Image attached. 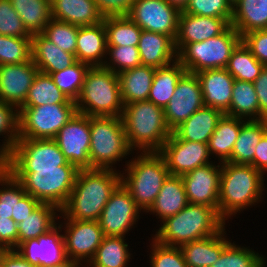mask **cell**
Segmentation results:
<instances>
[{
    "mask_svg": "<svg viewBox=\"0 0 267 267\" xmlns=\"http://www.w3.org/2000/svg\"><path fill=\"white\" fill-rule=\"evenodd\" d=\"M24 190L40 203H49L60 210L67 203L73 189L78 169L70 164L58 169H5Z\"/></svg>",
    "mask_w": 267,
    "mask_h": 267,
    "instance_id": "6",
    "label": "cell"
},
{
    "mask_svg": "<svg viewBox=\"0 0 267 267\" xmlns=\"http://www.w3.org/2000/svg\"><path fill=\"white\" fill-rule=\"evenodd\" d=\"M0 35L12 37H32L24 27L21 18L10 0H0Z\"/></svg>",
    "mask_w": 267,
    "mask_h": 267,
    "instance_id": "50",
    "label": "cell"
},
{
    "mask_svg": "<svg viewBox=\"0 0 267 267\" xmlns=\"http://www.w3.org/2000/svg\"><path fill=\"white\" fill-rule=\"evenodd\" d=\"M107 55L111 57L110 63L107 61L104 67L110 69L114 73H121L123 71L133 69L141 65V59L138 47L133 46H118V47H107ZM109 64V65H108ZM114 65V66H113ZM115 65H117L115 67ZM118 67V68H117Z\"/></svg>",
    "mask_w": 267,
    "mask_h": 267,
    "instance_id": "49",
    "label": "cell"
},
{
    "mask_svg": "<svg viewBox=\"0 0 267 267\" xmlns=\"http://www.w3.org/2000/svg\"><path fill=\"white\" fill-rule=\"evenodd\" d=\"M204 106L200 81L186 72L178 81L174 94L164 108L165 121L171 132Z\"/></svg>",
    "mask_w": 267,
    "mask_h": 267,
    "instance_id": "16",
    "label": "cell"
},
{
    "mask_svg": "<svg viewBox=\"0 0 267 267\" xmlns=\"http://www.w3.org/2000/svg\"><path fill=\"white\" fill-rule=\"evenodd\" d=\"M68 160L54 139L19 138L0 161L4 169H58Z\"/></svg>",
    "mask_w": 267,
    "mask_h": 267,
    "instance_id": "11",
    "label": "cell"
},
{
    "mask_svg": "<svg viewBox=\"0 0 267 267\" xmlns=\"http://www.w3.org/2000/svg\"><path fill=\"white\" fill-rule=\"evenodd\" d=\"M259 102V120H267V66L253 82Z\"/></svg>",
    "mask_w": 267,
    "mask_h": 267,
    "instance_id": "55",
    "label": "cell"
},
{
    "mask_svg": "<svg viewBox=\"0 0 267 267\" xmlns=\"http://www.w3.org/2000/svg\"><path fill=\"white\" fill-rule=\"evenodd\" d=\"M180 12L166 0H136L128 16L142 30L168 35L175 40Z\"/></svg>",
    "mask_w": 267,
    "mask_h": 267,
    "instance_id": "13",
    "label": "cell"
},
{
    "mask_svg": "<svg viewBox=\"0 0 267 267\" xmlns=\"http://www.w3.org/2000/svg\"><path fill=\"white\" fill-rule=\"evenodd\" d=\"M122 120L130 149L159 152L172 133L164 109L148 100L124 105Z\"/></svg>",
    "mask_w": 267,
    "mask_h": 267,
    "instance_id": "4",
    "label": "cell"
},
{
    "mask_svg": "<svg viewBox=\"0 0 267 267\" xmlns=\"http://www.w3.org/2000/svg\"><path fill=\"white\" fill-rule=\"evenodd\" d=\"M10 2L31 35L42 33L52 19L51 2L47 0H10Z\"/></svg>",
    "mask_w": 267,
    "mask_h": 267,
    "instance_id": "37",
    "label": "cell"
},
{
    "mask_svg": "<svg viewBox=\"0 0 267 267\" xmlns=\"http://www.w3.org/2000/svg\"><path fill=\"white\" fill-rule=\"evenodd\" d=\"M79 264L80 263L68 261L64 265H61V266H58V267H79Z\"/></svg>",
    "mask_w": 267,
    "mask_h": 267,
    "instance_id": "60",
    "label": "cell"
},
{
    "mask_svg": "<svg viewBox=\"0 0 267 267\" xmlns=\"http://www.w3.org/2000/svg\"><path fill=\"white\" fill-rule=\"evenodd\" d=\"M151 267H187L180 247L152 242Z\"/></svg>",
    "mask_w": 267,
    "mask_h": 267,
    "instance_id": "51",
    "label": "cell"
},
{
    "mask_svg": "<svg viewBox=\"0 0 267 267\" xmlns=\"http://www.w3.org/2000/svg\"><path fill=\"white\" fill-rule=\"evenodd\" d=\"M141 154L126 164L127 178L121 175V183L129 191L137 206L141 210L148 211L169 171L159 152H141Z\"/></svg>",
    "mask_w": 267,
    "mask_h": 267,
    "instance_id": "7",
    "label": "cell"
},
{
    "mask_svg": "<svg viewBox=\"0 0 267 267\" xmlns=\"http://www.w3.org/2000/svg\"><path fill=\"white\" fill-rule=\"evenodd\" d=\"M200 81L204 106L225 113L230 108L234 77L225 69H206L195 73Z\"/></svg>",
    "mask_w": 267,
    "mask_h": 267,
    "instance_id": "22",
    "label": "cell"
},
{
    "mask_svg": "<svg viewBox=\"0 0 267 267\" xmlns=\"http://www.w3.org/2000/svg\"><path fill=\"white\" fill-rule=\"evenodd\" d=\"M224 230L223 227L210 237L182 244L180 249L187 267H210L230 243L224 238Z\"/></svg>",
    "mask_w": 267,
    "mask_h": 267,
    "instance_id": "27",
    "label": "cell"
},
{
    "mask_svg": "<svg viewBox=\"0 0 267 267\" xmlns=\"http://www.w3.org/2000/svg\"><path fill=\"white\" fill-rule=\"evenodd\" d=\"M265 136L267 137V120L265 119Z\"/></svg>",
    "mask_w": 267,
    "mask_h": 267,
    "instance_id": "61",
    "label": "cell"
},
{
    "mask_svg": "<svg viewBox=\"0 0 267 267\" xmlns=\"http://www.w3.org/2000/svg\"><path fill=\"white\" fill-rule=\"evenodd\" d=\"M19 138L54 139L77 113L76 104L19 107Z\"/></svg>",
    "mask_w": 267,
    "mask_h": 267,
    "instance_id": "10",
    "label": "cell"
},
{
    "mask_svg": "<svg viewBox=\"0 0 267 267\" xmlns=\"http://www.w3.org/2000/svg\"><path fill=\"white\" fill-rule=\"evenodd\" d=\"M31 38L0 35V65L28 61L32 54Z\"/></svg>",
    "mask_w": 267,
    "mask_h": 267,
    "instance_id": "44",
    "label": "cell"
},
{
    "mask_svg": "<svg viewBox=\"0 0 267 267\" xmlns=\"http://www.w3.org/2000/svg\"><path fill=\"white\" fill-rule=\"evenodd\" d=\"M98 11L105 17L128 16L136 0H93Z\"/></svg>",
    "mask_w": 267,
    "mask_h": 267,
    "instance_id": "53",
    "label": "cell"
},
{
    "mask_svg": "<svg viewBox=\"0 0 267 267\" xmlns=\"http://www.w3.org/2000/svg\"><path fill=\"white\" fill-rule=\"evenodd\" d=\"M245 122L246 120L244 121L241 118L224 114L209 139V153H215L220 158L221 163L227 162L231 158L240 128Z\"/></svg>",
    "mask_w": 267,
    "mask_h": 267,
    "instance_id": "34",
    "label": "cell"
},
{
    "mask_svg": "<svg viewBox=\"0 0 267 267\" xmlns=\"http://www.w3.org/2000/svg\"><path fill=\"white\" fill-rule=\"evenodd\" d=\"M130 151L122 117L90 116V169L114 170Z\"/></svg>",
    "mask_w": 267,
    "mask_h": 267,
    "instance_id": "8",
    "label": "cell"
},
{
    "mask_svg": "<svg viewBox=\"0 0 267 267\" xmlns=\"http://www.w3.org/2000/svg\"><path fill=\"white\" fill-rule=\"evenodd\" d=\"M170 5L178 8L180 11H183L187 6L189 0H166Z\"/></svg>",
    "mask_w": 267,
    "mask_h": 267,
    "instance_id": "59",
    "label": "cell"
},
{
    "mask_svg": "<svg viewBox=\"0 0 267 267\" xmlns=\"http://www.w3.org/2000/svg\"><path fill=\"white\" fill-rule=\"evenodd\" d=\"M54 140L70 164L78 170L90 169V116L77 112Z\"/></svg>",
    "mask_w": 267,
    "mask_h": 267,
    "instance_id": "12",
    "label": "cell"
},
{
    "mask_svg": "<svg viewBox=\"0 0 267 267\" xmlns=\"http://www.w3.org/2000/svg\"><path fill=\"white\" fill-rule=\"evenodd\" d=\"M137 47L141 65L159 68L178 59L175 40L168 35L142 30Z\"/></svg>",
    "mask_w": 267,
    "mask_h": 267,
    "instance_id": "24",
    "label": "cell"
},
{
    "mask_svg": "<svg viewBox=\"0 0 267 267\" xmlns=\"http://www.w3.org/2000/svg\"><path fill=\"white\" fill-rule=\"evenodd\" d=\"M107 34V47H137L142 29L129 16L103 18Z\"/></svg>",
    "mask_w": 267,
    "mask_h": 267,
    "instance_id": "39",
    "label": "cell"
},
{
    "mask_svg": "<svg viewBox=\"0 0 267 267\" xmlns=\"http://www.w3.org/2000/svg\"><path fill=\"white\" fill-rule=\"evenodd\" d=\"M220 166L221 163L206 164L181 176L189 203L214 207L218 211Z\"/></svg>",
    "mask_w": 267,
    "mask_h": 267,
    "instance_id": "19",
    "label": "cell"
},
{
    "mask_svg": "<svg viewBox=\"0 0 267 267\" xmlns=\"http://www.w3.org/2000/svg\"><path fill=\"white\" fill-rule=\"evenodd\" d=\"M121 174L110 169L78 171L70 197L61 209L64 219L98 221Z\"/></svg>",
    "mask_w": 267,
    "mask_h": 267,
    "instance_id": "1",
    "label": "cell"
},
{
    "mask_svg": "<svg viewBox=\"0 0 267 267\" xmlns=\"http://www.w3.org/2000/svg\"><path fill=\"white\" fill-rule=\"evenodd\" d=\"M89 65L77 61L71 67L51 73L56 86L70 99L76 101L81 93Z\"/></svg>",
    "mask_w": 267,
    "mask_h": 267,
    "instance_id": "42",
    "label": "cell"
},
{
    "mask_svg": "<svg viewBox=\"0 0 267 267\" xmlns=\"http://www.w3.org/2000/svg\"><path fill=\"white\" fill-rule=\"evenodd\" d=\"M52 19L77 26H91L103 21L93 0H54Z\"/></svg>",
    "mask_w": 267,
    "mask_h": 267,
    "instance_id": "28",
    "label": "cell"
},
{
    "mask_svg": "<svg viewBox=\"0 0 267 267\" xmlns=\"http://www.w3.org/2000/svg\"><path fill=\"white\" fill-rule=\"evenodd\" d=\"M0 267H35L26 261L17 251L0 250Z\"/></svg>",
    "mask_w": 267,
    "mask_h": 267,
    "instance_id": "57",
    "label": "cell"
},
{
    "mask_svg": "<svg viewBox=\"0 0 267 267\" xmlns=\"http://www.w3.org/2000/svg\"><path fill=\"white\" fill-rule=\"evenodd\" d=\"M159 153L164 158L170 175L182 176L197 167L210 164L208 144L181 140L173 133Z\"/></svg>",
    "mask_w": 267,
    "mask_h": 267,
    "instance_id": "17",
    "label": "cell"
},
{
    "mask_svg": "<svg viewBox=\"0 0 267 267\" xmlns=\"http://www.w3.org/2000/svg\"><path fill=\"white\" fill-rule=\"evenodd\" d=\"M75 102L77 112L83 115L122 117L124 104L118 74L104 66L90 67Z\"/></svg>",
    "mask_w": 267,
    "mask_h": 267,
    "instance_id": "5",
    "label": "cell"
},
{
    "mask_svg": "<svg viewBox=\"0 0 267 267\" xmlns=\"http://www.w3.org/2000/svg\"><path fill=\"white\" fill-rule=\"evenodd\" d=\"M264 135L265 119L247 120L240 128L231 158L227 162L250 164L254 167L255 147Z\"/></svg>",
    "mask_w": 267,
    "mask_h": 267,
    "instance_id": "33",
    "label": "cell"
},
{
    "mask_svg": "<svg viewBox=\"0 0 267 267\" xmlns=\"http://www.w3.org/2000/svg\"><path fill=\"white\" fill-rule=\"evenodd\" d=\"M264 259L251 249L230 242L210 267H265Z\"/></svg>",
    "mask_w": 267,
    "mask_h": 267,
    "instance_id": "43",
    "label": "cell"
},
{
    "mask_svg": "<svg viewBox=\"0 0 267 267\" xmlns=\"http://www.w3.org/2000/svg\"><path fill=\"white\" fill-rule=\"evenodd\" d=\"M230 25L241 37L254 30L267 29V0H238L233 5Z\"/></svg>",
    "mask_w": 267,
    "mask_h": 267,
    "instance_id": "31",
    "label": "cell"
},
{
    "mask_svg": "<svg viewBox=\"0 0 267 267\" xmlns=\"http://www.w3.org/2000/svg\"><path fill=\"white\" fill-rule=\"evenodd\" d=\"M107 34L103 21L91 26H78L76 60L90 67L104 66L107 54Z\"/></svg>",
    "mask_w": 267,
    "mask_h": 267,
    "instance_id": "23",
    "label": "cell"
},
{
    "mask_svg": "<svg viewBox=\"0 0 267 267\" xmlns=\"http://www.w3.org/2000/svg\"><path fill=\"white\" fill-rule=\"evenodd\" d=\"M260 63L251 51L241 41L232 51L226 70L239 81L254 82L263 70Z\"/></svg>",
    "mask_w": 267,
    "mask_h": 267,
    "instance_id": "41",
    "label": "cell"
},
{
    "mask_svg": "<svg viewBox=\"0 0 267 267\" xmlns=\"http://www.w3.org/2000/svg\"><path fill=\"white\" fill-rule=\"evenodd\" d=\"M240 42L241 35L230 25L216 37L187 44L178 53V60L187 72L193 74L206 69L226 68L232 51Z\"/></svg>",
    "mask_w": 267,
    "mask_h": 267,
    "instance_id": "9",
    "label": "cell"
},
{
    "mask_svg": "<svg viewBox=\"0 0 267 267\" xmlns=\"http://www.w3.org/2000/svg\"><path fill=\"white\" fill-rule=\"evenodd\" d=\"M40 204L32 195L26 193L12 209V219L18 224Z\"/></svg>",
    "mask_w": 267,
    "mask_h": 267,
    "instance_id": "56",
    "label": "cell"
},
{
    "mask_svg": "<svg viewBox=\"0 0 267 267\" xmlns=\"http://www.w3.org/2000/svg\"><path fill=\"white\" fill-rule=\"evenodd\" d=\"M241 41L260 63L267 66V29L248 32Z\"/></svg>",
    "mask_w": 267,
    "mask_h": 267,
    "instance_id": "52",
    "label": "cell"
},
{
    "mask_svg": "<svg viewBox=\"0 0 267 267\" xmlns=\"http://www.w3.org/2000/svg\"><path fill=\"white\" fill-rule=\"evenodd\" d=\"M224 114L241 119L249 117L247 120H259V102L252 82L235 79L230 108Z\"/></svg>",
    "mask_w": 267,
    "mask_h": 267,
    "instance_id": "38",
    "label": "cell"
},
{
    "mask_svg": "<svg viewBox=\"0 0 267 267\" xmlns=\"http://www.w3.org/2000/svg\"><path fill=\"white\" fill-rule=\"evenodd\" d=\"M183 12L192 15L223 18L230 24L233 6L228 0H189Z\"/></svg>",
    "mask_w": 267,
    "mask_h": 267,
    "instance_id": "48",
    "label": "cell"
},
{
    "mask_svg": "<svg viewBox=\"0 0 267 267\" xmlns=\"http://www.w3.org/2000/svg\"><path fill=\"white\" fill-rule=\"evenodd\" d=\"M230 24L223 18L180 12L175 47L179 53L187 44L201 42L223 33Z\"/></svg>",
    "mask_w": 267,
    "mask_h": 267,
    "instance_id": "21",
    "label": "cell"
},
{
    "mask_svg": "<svg viewBox=\"0 0 267 267\" xmlns=\"http://www.w3.org/2000/svg\"><path fill=\"white\" fill-rule=\"evenodd\" d=\"M78 26L51 19L42 34L58 48L71 54L76 53Z\"/></svg>",
    "mask_w": 267,
    "mask_h": 267,
    "instance_id": "45",
    "label": "cell"
},
{
    "mask_svg": "<svg viewBox=\"0 0 267 267\" xmlns=\"http://www.w3.org/2000/svg\"><path fill=\"white\" fill-rule=\"evenodd\" d=\"M263 177L250 164L221 163L218 213L224 221L261 199Z\"/></svg>",
    "mask_w": 267,
    "mask_h": 267,
    "instance_id": "3",
    "label": "cell"
},
{
    "mask_svg": "<svg viewBox=\"0 0 267 267\" xmlns=\"http://www.w3.org/2000/svg\"><path fill=\"white\" fill-rule=\"evenodd\" d=\"M254 167L265 175L267 171V137L265 135L255 147Z\"/></svg>",
    "mask_w": 267,
    "mask_h": 267,
    "instance_id": "58",
    "label": "cell"
},
{
    "mask_svg": "<svg viewBox=\"0 0 267 267\" xmlns=\"http://www.w3.org/2000/svg\"><path fill=\"white\" fill-rule=\"evenodd\" d=\"M18 246V224L7 217H0V250H11Z\"/></svg>",
    "mask_w": 267,
    "mask_h": 267,
    "instance_id": "54",
    "label": "cell"
},
{
    "mask_svg": "<svg viewBox=\"0 0 267 267\" xmlns=\"http://www.w3.org/2000/svg\"><path fill=\"white\" fill-rule=\"evenodd\" d=\"M50 104H76L54 83L49 74L38 72L31 85L25 102L20 107H36Z\"/></svg>",
    "mask_w": 267,
    "mask_h": 267,
    "instance_id": "36",
    "label": "cell"
},
{
    "mask_svg": "<svg viewBox=\"0 0 267 267\" xmlns=\"http://www.w3.org/2000/svg\"><path fill=\"white\" fill-rule=\"evenodd\" d=\"M189 204L181 176L168 175L152 206L147 212L156 213L161 220L174 216Z\"/></svg>",
    "mask_w": 267,
    "mask_h": 267,
    "instance_id": "29",
    "label": "cell"
},
{
    "mask_svg": "<svg viewBox=\"0 0 267 267\" xmlns=\"http://www.w3.org/2000/svg\"><path fill=\"white\" fill-rule=\"evenodd\" d=\"M64 237L65 253L71 262L81 264L82 259L89 262L96 254L97 248L105 237L98 221L66 220Z\"/></svg>",
    "mask_w": 267,
    "mask_h": 267,
    "instance_id": "15",
    "label": "cell"
},
{
    "mask_svg": "<svg viewBox=\"0 0 267 267\" xmlns=\"http://www.w3.org/2000/svg\"><path fill=\"white\" fill-rule=\"evenodd\" d=\"M129 191L120 183L112 192L98 220L105 236L124 237L139 218V211Z\"/></svg>",
    "mask_w": 267,
    "mask_h": 267,
    "instance_id": "14",
    "label": "cell"
},
{
    "mask_svg": "<svg viewBox=\"0 0 267 267\" xmlns=\"http://www.w3.org/2000/svg\"><path fill=\"white\" fill-rule=\"evenodd\" d=\"M38 72L32 57L23 63L0 65V101L19 108Z\"/></svg>",
    "mask_w": 267,
    "mask_h": 267,
    "instance_id": "20",
    "label": "cell"
},
{
    "mask_svg": "<svg viewBox=\"0 0 267 267\" xmlns=\"http://www.w3.org/2000/svg\"><path fill=\"white\" fill-rule=\"evenodd\" d=\"M56 211L61 210L49 203H40L25 219L18 223V245L28 239L38 238L56 226Z\"/></svg>",
    "mask_w": 267,
    "mask_h": 267,
    "instance_id": "35",
    "label": "cell"
},
{
    "mask_svg": "<svg viewBox=\"0 0 267 267\" xmlns=\"http://www.w3.org/2000/svg\"><path fill=\"white\" fill-rule=\"evenodd\" d=\"M223 115L224 113L219 109L203 106L175 128L172 133L181 140L208 144Z\"/></svg>",
    "mask_w": 267,
    "mask_h": 267,
    "instance_id": "26",
    "label": "cell"
},
{
    "mask_svg": "<svg viewBox=\"0 0 267 267\" xmlns=\"http://www.w3.org/2000/svg\"><path fill=\"white\" fill-rule=\"evenodd\" d=\"M128 244L124 237L105 236L97 248L96 254L89 262L91 267H127L130 259Z\"/></svg>",
    "mask_w": 267,
    "mask_h": 267,
    "instance_id": "40",
    "label": "cell"
},
{
    "mask_svg": "<svg viewBox=\"0 0 267 267\" xmlns=\"http://www.w3.org/2000/svg\"><path fill=\"white\" fill-rule=\"evenodd\" d=\"M162 222L153 240L175 247L210 237L225 227V221L214 207L191 203Z\"/></svg>",
    "mask_w": 267,
    "mask_h": 267,
    "instance_id": "2",
    "label": "cell"
},
{
    "mask_svg": "<svg viewBox=\"0 0 267 267\" xmlns=\"http://www.w3.org/2000/svg\"><path fill=\"white\" fill-rule=\"evenodd\" d=\"M230 3H231V5L233 6L238 0H228Z\"/></svg>",
    "mask_w": 267,
    "mask_h": 267,
    "instance_id": "62",
    "label": "cell"
},
{
    "mask_svg": "<svg viewBox=\"0 0 267 267\" xmlns=\"http://www.w3.org/2000/svg\"><path fill=\"white\" fill-rule=\"evenodd\" d=\"M186 72L178 59L172 64L156 68L148 101L164 109L173 96L178 81Z\"/></svg>",
    "mask_w": 267,
    "mask_h": 267,
    "instance_id": "32",
    "label": "cell"
},
{
    "mask_svg": "<svg viewBox=\"0 0 267 267\" xmlns=\"http://www.w3.org/2000/svg\"><path fill=\"white\" fill-rule=\"evenodd\" d=\"M0 217L12 218V209L27 193L22 184L0 165Z\"/></svg>",
    "mask_w": 267,
    "mask_h": 267,
    "instance_id": "47",
    "label": "cell"
},
{
    "mask_svg": "<svg viewBox=\"0 0 267 267\" xmlns=\"http://www.w3.org/2000/svg\"><path fill=\"white\" fill-rule=\"evenodd\" d=\"M15 251L35 267H58L69 261L65 253L64 237L57 225L38 238L20 243Z\"/></svg>",
    "mask_w": 267,
    "mask_h": 267,
    "instance_id": "18",
    "label": "cell"
},
{
    "mask_svg": "<svg viewBox=\"0 0 267 267\" xmlns=\"http://www.w3.org/2000/svg\"><path fill=\"white\" fill-rule=\"evenodd\" d=\"M31 48L35 66L45 74L61 71L77 62L74 54L61 50L42 33L32 35Z\"/></svg>",
    "mask_w": 267,
    "mask_h": 267,
    "instance_id": "25",
    "label": "cell"
},
{
    "mask_svg": "<svg viewBox=\"0 0 267 267\" xmlns=\"http://www.w3.org/2000/svg\"><path fill=\"white\" fill-rule=\"evenodd\" d=\"M6 133L8 137H5L7 139H4L3 147L0 148V161L11 151L19 139V110L14 105L0 101V135Z\"/></svg>",
    "mask_w": 267,
    "mask_h": 267,
    "instance_id": "46",
    "label": "cell"
},
{
    "mask_svg": "<svg viewBox=\"0 0 267 267\" xmlns=\"http://www.w3.org/2000/svg\"><path fill=\"white\" fill-rule=\"evenodd\" d=\"M156 68L140 65L118 74L124 105L148 100Z\"/></svg>",
    "mask_w": 267,
    "mask_h": 267,
    "instance_id": "30",
    "label": "cell"
}]
</instances>
